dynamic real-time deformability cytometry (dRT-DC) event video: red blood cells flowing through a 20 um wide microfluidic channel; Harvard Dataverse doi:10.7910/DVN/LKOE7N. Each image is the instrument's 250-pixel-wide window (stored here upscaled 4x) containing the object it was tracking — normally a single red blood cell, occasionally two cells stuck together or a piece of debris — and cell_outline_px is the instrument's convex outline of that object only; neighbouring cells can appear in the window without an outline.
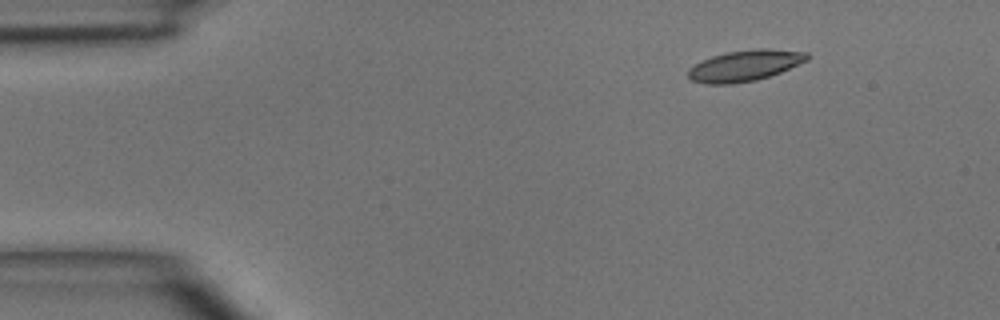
{"species": "common noctule bat (a hibernating species)", "species_latin": "Nyctalus noctula", "temperature_condition": "room temperature", "stored_images_in_passage": 4, "segment_of_instrument_passage": [1, 2], "camera_frame_rate_fps": 3000, "um_per_image_px": 0.085, "animal": {"sex": "male", "body_mass_g": 15.6}, "frame": {"image": 1, "passage_image": 1, "time_ms": 0.0, "image_size_px": [1000, 320], "cell_outline_px": [[812, 56], [808, 60], [780, 72], [756, 80], [732, 84], [704, 84], [692, 80], [688, 76], [688, 68], [712, 56], [724, 52], [760, 48], [768, 48], [808, 52]], "centroid_in_image_um": [63.34, 5.57], "position_along_channel_um": 21.7, "area_um2": 21.56}}